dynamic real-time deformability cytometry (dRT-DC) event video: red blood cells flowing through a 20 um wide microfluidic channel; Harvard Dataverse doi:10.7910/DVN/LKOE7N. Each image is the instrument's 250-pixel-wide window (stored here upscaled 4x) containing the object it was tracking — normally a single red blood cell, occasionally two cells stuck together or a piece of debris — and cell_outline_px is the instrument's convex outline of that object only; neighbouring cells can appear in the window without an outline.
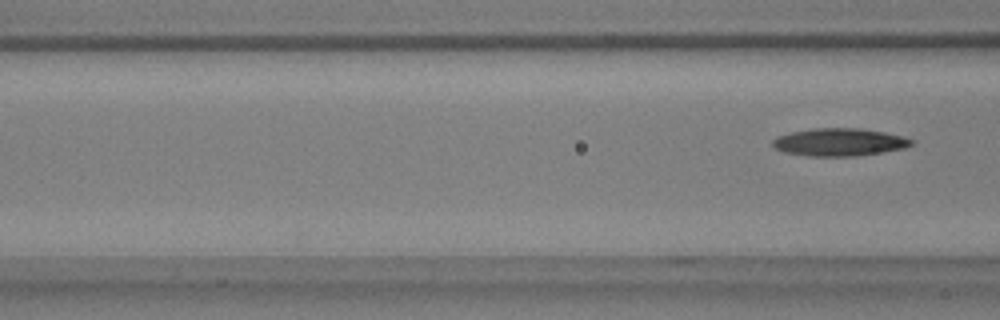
{"species": "common noctule bat (a hibernating species)", "species_latin": "Nyctalus noctula", "temperature_condition": "warm", "stored_images_in_passage": 9, "camera_frame_rate_fps": 3000, "um_per_image_px": 0.085, "animal": {"sex": "male", "body_mass_g": 17.9, "forearm_length_mm": 54.2}, "frame": {"image": 1, "passage_image": 9, "time_ms": 2.667, "image_size_px": [1000, 320], "cell_outline_px": [[916, 140], [912, 144], [904, 148], [884, 152], [856, 156], [808, 156], [784, 152], [776, 148], [772, 144], [772, 140], [776, 136], [792, 132], [812, 128], [860, 128], [884, 132], [904, 136]], "centroid_in_image_um": [71.37, 12.08], "position_along_channel_um": 95.2, "area_um2": 22.54}}